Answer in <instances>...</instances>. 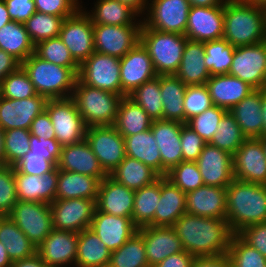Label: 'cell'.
Listing matches in <instances>:
<instances>
[{"mask_svg":"<svg viewBox=\"0 0 266 267\" xmlns=\"http://www.w3.org/2000/svg\"><path fill=\"white\" fill-rule=\"evenodd\" d=\"M184 251L195 257L227 254L233 236L226 219L184 213L173 225Z\"/></svg>","mask_w":266,"mask_h":267,"instance_id":"obj_1","label":"cell"},{"mask_svg":"<svg viewBox=\"0 0 266 267\" xmlns=\"http://www.w3.org/2000/svg\"><path fill=\"white\" fill-rule=\"evenodd\" d=\"M234 47L266 40V7L247 0L224 2L223 37Z\"/></svg>","mask_w":266,"mask_h":267,"instance_id":"obj_2","label":"cell"},{"mask_svg":"<svg viewBox=\"0 0 266 267\" xmlns=\"http://www.w3.org/2000/svg\"><path fill=\"white\" fill-rule=\"evenodd\" d=\"M226 220L233 234L266 222V185L234 179L226 189Z\"/></svg>","mask_w":266,"mask_h":267,"instance_id":"obj_3","label":"cell"},{"mask_svg":"<svg viewBox=\"0 0 266 267\" xmlns=\"http://www.w3.org/2000/svg\"><path fill=\"white\" fill-rule=\"evenodd\" d=\"M38 95L47 99L70 98L79 68H67L45 61L32 53L21 63Z\"/></svg>","mask_w":266,"mask_h":267,"instance_id":"obj_4","label":"cell"},{"mask_svg":"<svg viewBox=\"0 0 266 267\" xmlns=\"http://www.w3.org/2000/svg\"><path fill=\"white\" fill-rule=\"evenodd\" d=\"M86 127L114 125L121 95L82 84L78 79L70 97Z\"/></svg>","mask_w":266,"mask_h":267,"instance_id":"obj_5","label":"cell"},{"mask_svg":"<svg viewBox=\"0 0 266 267\" xmlns=\"http://www.w3.org/2000/svg\"><path fill=\"white\" fill-rule=\"evenodd\" d=\"M185 35L162 32L142 24L140 43L152 59L156 74L175 75L181 64L185 43Z\"/></svg>","mask_w":266,"mask_h":267,"instance_id":"obj_6","label":"cell"},{"mask_svg":"<svg viewBox=\"0 0 266 267\" xmlns=\"http://www.w3.org/2000/svg\"><path fill=\"white\" fill-rule=\"evenodd\" d=\"M45 110L51 118L55 139L62 146L85 139L87 127L71 98L48 99Z\"/></svg>","mask_w":266,"mask_h":267,"instance_id":"obj_7","label":"cell"},{"mask_svg":"<svg viewBox=\"0 0 266 267\" xmlns=\"http://www.w3.org/2000/svg\"><path fill=\"white\" fill-rule=\"evenodd\" d=\"M142 24V18H138L133 25L93 24L94 51L117 58L124 57L140 42Z\"/></svg>","mask_w":266,"mask_h":267,"instance_id":"obj_8","label":"cell"},{"mask_svg":"<svg viewBox=\"0 0 266 267\" xmlns=\"http://www.w3.org/2000/svg\"><path fill=\"white\" fill-rule=\"evenodd\" d=\"M78 80L82 84L121 95L120 58L94 52L80 64Z\"/></svg>","mask_w":266,"mask_h":267,"instance_id":"obj_9","label":"cell"},{"mask_svg":"<svg viewBox=\"0 0 266 267\" xmlns=\"http://www.w3.org/2000/svg\"><path fill=\"white\" fill-rule=\"evenodd\" d=\"M9 217L36 247L53 229L48 203L18 200Z\"/></svg>","mask_w":266,"mask_h":267,"instance_id":"obj_10","label":"cell"},{"mask_svg":"<svg viewBox=\"0 0 266 267\" xmlns=\"http://www.w3.org/2000/svg\"><path fill=\"white\" fill-rule=\"evenodd\" d=\"M143 24L162 32L185 35L190 3L188 0H149Z\"/></svg>","mask_w":266,"mask_h":267,"instance_id":"obj_11","label":"cell"},{"mask_svg":"<svg viewBox=\"0 0 266 267\" xmlns=\"http://www.w3.org/2000/svg\"><path fill=\"white\" fill-rule=\"evenodd\" d=\"M228 74L255 90L266 88V40L256 45L235 47Z\"/></svg>","mask_w":266,"mask_h":267,"instance_id":"obj_12","label":"cell"},{"mask_svg":"<svg viewBox=\"0 0 266 267\" xmlns=\"http://www.w3.org/2000/svg\"><path fill=\"white\" fill-rule=\"evenodd\" d=\"M59 38L79 65L95 52L93 23L82 8L64 19Z\"/></svg>","mask_w":266,"mask_h":267,"instance_id":"obj_13","label":"cell"},{"mask_svg":"<svg viewBox=\"0 0 266 267\" xmlns=\"http://www.w3.org/2000/svg\"><path fill=\"white\" fill-rule=\"evenodd\" d=\"M85 139L108 175L126 157L124 137L113 125L88 127Z\"/></svg>","mask_w":266,"mask_h":267,"instance_id":"obj_14","label":"cell"},{"mask_svg":"<svg viewBox=\"0 0 266 267\" xmlns=\"http://www.w3.org/2000/svg\"><path fill=\"white\" fill-rule=\"evenodd\" d=\"M96 201L86 198L55 199L50 204L53 228L74 233L88 229L96 209Z\"/></svg>","mask_w":266,"mask_h":267,"instance_id":"obj_15","label":"cell"},{"mask_svg":"<svg viewBox=\"0 0 266 267\" xmlns=\"http://www.w3.org/2000/svg\"><path fill=\"white\" fill-rule=\"evenodd\" d=\"M234 179L266 185V157L258 138L246 139L232 155Z\"/></svg>","mask_w":266,"mask_h":267,"instance_id":"obj_16","label":"cell"},{"mask_svg":"<svg viewBox=\"0 0 266 267\" xmlns=\"http://www.w3.org/2000/svg\"><path fill=\"white\" fill-rule=\"evenodd\" d=\"M120 76L122 97L128 96L143 83L158 76L152 59L140 42L120 58Z\"/></svg>","mask_w":266,"mask_h":267,"instance_id":"obj_17","label":"cell"},{"mask_svg":"<svg viewBox=\"0 0 266 267\" xmlns=\"http://www.w3.org/2000/svg\"><path fill=\"white\" fill-rule=\"evenodd\" d=\"M47 98L42 95L26 99H8L0 96V127L10 129H27L32 121L45 110Z\"/></svg>","mask_w":266,"mask_h":267,"instance_id":"obj_18","label":"cell"},{"mask_svg":"<svg viewBox=\"0 0 266 267\" xmlns=\"http://www.w3.org/2000/svg\"><path fill=\"white\" fill-rule=\"evenodd\" d=\"M78 233L52 229L36 253L49 267H75Z\"/></svg>","mask_w":266,"mask_h":267,"instance_id":"obj_19","label":"cell"},{"mask_svg":"<svg viewBox=\"0 0 266 267\" xmlns=\"http://www.w3.org/2000/svg\"><path fill=\"white\" fill-rule=\"evenodd\" d=\"M224 33V5L192 6L188 14L185 36L189 40L207 42L218 40Z\"/></svg>","mask_w":266,"mask_h":267,"instance_id":"obj_20","label":"cell"},{"mask_svg":"<svg viewBox=\"0 0 266 267\" xmlns=\"http://www.w3.org/2000/svg\"><path fill=\"white\" fill-rule=\"evenodd\" d=\"M137 231L143 236L149 267L155 266L170 255L184 251L173 226H143Z\"/></svg>","mask_w":266,"mask_h":267,"instance_id":"obj_21","label":"cell"},{"mask_svg":"<svg viewBox=\"0 0 266 267\" xmlns=\"http://www.w3.org/2000/svg\"><path fill=\"white\" fill-rule=\"evenodd\" d=\"M204 185L227 187L233 180L232 155L206 143L196 160Z\"/></svg>","mask_w":266,"mask_h":267,"instance_id":"obj_22","label":"cell"},{"mask_svg":"<svg viewBox=\"0 0 266 267\" xmlns=\"http://www.w3.org/2000/svg\"><path fill=\"white\" fill-rule=\"evenodd\" d=\"M184 123L169 120H153L151 131L158 146L162 161V176L181 161H183L181 148V129Z\"/></svg>","mask_w":266,"mask_h":267,"instance_id":"obj_23","label":"cell"},{"mask_svg":"<svg viewBox=\"0 0 266 267\" xmlns=\"http://www.w3.org/2000/svg\"><path fill=\"white\" fill-rule=\"evenodd\" d=\"M89 228L111 252L120 248L138 229L130 217L106 214L97 208Z\"/></svg>","mask_w":266,"mask_h":267,"instance_id":"obj_24","label":"cell"},{"mask_svg":"<svg viewBox=\"0 0 266 267\" xmlns=\"http://www.w3.org/2000/svg\"><path fill=\"white\" fill-rule=\"evenodd\" d=\"M14 176L18 200L48 204L55 200L58 183L57 166L41 176L20 173L14 167Z\"/></svg>","mask_w":266,"mask_h":267,"instance_id":"obj_25","label":"cell"},{"mask_svg":"<svg viewBox=\"0 0 266 267\" xmlns=\"http://www.w3.org/2000/svg\"><path fill=\"white\" fill-rule=\"evenodd\" d=\"M58 170L70 171L97 178L100 182L108 176L86 139L62 146Z\"/></svg>","mask_w":266,"mask_h":267,"instance_id":"obj_26","label":"cell"},{"mask_svg":"<svg viewBox=\"0 0 266 267\" xmlns=\"http://www.w3.org/2000/svg\"><path fill=\"white\" fill-rule=\"evenodd\" d=\"M134 195L135 191L107 176L99 184L96 208L106 214L132 219Z\"/></svg>","mask_w":266,"mask_h":267,"instance_id":"obj_27","label":"cell"},{"mask_svg":"<svg viewBox=\"0 0 266 267\" xmlns=\"http://www.w3.org/2000/svg\"><path fill=\"white\" fill-rule=\"evenodd\" d=\"M226 189L203 185L186 193V212L201 217L226 219Z\"/></svg>","mask_w":266,"mask_h":267,"instance_id":"obj_28","label":"cell"},{"mask_svg":"<svg viewBox=\"0 0 266 267\" xmlns=\"http://www.w3.org/2000/svg\"><path fill=\"white\" fill-rule=\"evenodd\" d=\"M206 86L213 105L227 111L255 91L253 87L230 74L213 75L207 80Z\"/></svg>","mask_w":266,"mask_h":267,"instance_id":"obj_29","label":"cell"},{"mask_svg":"<svg viewBox=\"0 0 266 267\" xmlns=\"http://www.w3.org/2000/svg\"><path fill=\"white\" fill-rule=\"evenodd\" d=\"M160 194L154 220L148 226H173L176 220L186 213V193L166 176H161Z\"/></svg>","mask_w":266,"mask_h":267,"instance_id":"obj_30","label":"cell"},{"mask_svg":"<svg viewBox=\"0 0 266 267\" xmlns=\"http://www.w3.org/2000/svg\"><path fill=\"white\" fill-rule=\"evenodd\" d=\"M175 76L187 86L206 84L211 75L205 64L204 42L187 39Z\"/></svg>","mask_w":266,"mask_h":267,"instance_id":"obj_31","label":"cell"},{"mask_svg":"<svg viewBox=\"0 0 266 267\" xmlns=\"http://www.w3.org/2000/svg\"><path fill=\"white\" fill-rule=\"evenodd\" d=\"M261 101L262 89L255 90L229 110L247 139L261 137L263 126Z\"/></svg>","mask_w":266,"mask_h":267,"instance_id":"obj_32","label":"cell"},{"mask_svg":"<svg viewBox=\"0 0 266 267\" xmlns=\"http://www.w3.org/2000/svg\"><path fill=\"white\" fill-rule=\"evenodd\" d=\"M100 181L92 176L58 170L55 199L86 198L97 200Z\"/></svg>","mask_w":266,"mask_h":267,"instance_id":"obj_33","label":"cell"},{"mask_svg":"<svg viewBox=\"0 0 266 267\" xmlns=\"http://www.w3.org/2000/svg\"><path fill=\"white\" fill-rule=\"evenodd\" d=\"M126 156L137 159L162 176V161L151 129L124 138Z\"/></svg>","mask_w":266,"mask_h":267,"instance_id":"obj_34","label":"cell"},{"mask_svg":"<svg viewBox=\"0 0 266 267\" xmlns=\"http://www.w3.org/2000/svg\"><path fill=\"white\" fill-rule=\"evenodd\" d=\"M111 251L90 229L78 233L75 267H108Z\"/></svg>","mask_w":266,"mask_h":267,"instance_id":"obj_35","label":"cell"},{"mask_svg":"<svg viewBox=\"0 0 266 267\" xmlns=\"http://www.w3.org/2000/svg\"><path fill=\"white\" fill-rule=\"evenodd\" d=\"M108 176L133 191L152 184L160 177L141 161L128 156Z\"/></svg>","mask_w":266,"mask_h":267,"instance_id":"obj_36","label":"cell"},{"mask_svg":"<svg viewBox=\"0 0 266 267\" xmlns=\"http://www.w3.org/2000/svg\"><path fill=\"white\" fill-rule=\"evenodd\" d=\"M187 85L175 75H160L163 120L185 123L184 93Z\"/></svg>","mask_w":266,"mask_h":267,"instance_id":"obj_37","label":"cell"},{"mask_svg":"<svg viewBox=\"0 0 266 267\" xmlns=\"http://www.w3.org/2000/svg\"><path fill=\"white\" fill-rule=\"evenodd\" d=\"M151 124L152 119L141 106L128 96L121 99L113 126L124 138L149 130Z\"/></svg>","mask_w":266,"mask_h":267,"instance_id":"obj_38","label":"cell"},{"mask_svg":"<svg viewBox=\"0 0 266 267\" xmlns=\"http://www.w3.org/2000/svg\"><path fill=\"white\" fill-rule=\"evenodd\" d=\"M92 10L88 11L81 5L93 24L133 25L138 15L118 0H97Z\"/></svg>","mask_w":266,"mask_h":267,"instance_id":"obj_39","label":"cell"},{"mask_svg":"<svg viewBox=\"0 0 266 267\" xmlns=\"http://www.w3.org/2000/svg\"><path fill=\"white\" fill-rule=\"evenodd\" d=\"M0 49L11 54L20 63L35 52V45L24 23L11 21L0 29Z\"/></svg>","mask_w":266,"mask_h":267,"instance_id":"obj_40","label":"cell"},{"mask_svg":"<svg viewBox=\"0 0 266 267\" xmlns=\"http://www.w3.org/2000/svg\"><path fill=\"white\" fill-rule=\"evenodd\" d=\"M0 242L5 245L12 262L31 257L37 250L9 216L0 217Z\"/></svg>","mask_w":266,"mask_h":267,"instance_id":"obj_41","label":"cell"},{"mask_svg":"<svg viewBox=\"0 0 266 267\" xmlns=\"http://www.w3.org/2000/svg\"><path fill=\"white\" fill-rule=\"evenodd\" d=\"M160 195V177L135 191L132 222L137 228L148 226L154 220Z\"/></svg>","mask_w":266,"mask_h":267,"instance_id":"obj_42","label":"cell"},{"mask_svg":"<svg viewBox=\"0 0 266 267\" xmlns=\"http://www.w3.org/2000/svg\"><path fill=\"white\" fill-rule=\"evenodd\" d=\"M108 267H149L143 236L138 231L120 248L111 252Z\"/></svg>","mask_w":266,"mask_h":267,"instance_id":"obj_43","label":"cell"},{"mask_svg":"<svg viewBox=\"0 0 266 267\" xmlns=\"http://www.w3.org/2000/svg\"><path fill=\"white\" fill-rule=\"evenodd\" d=\"M136 104L141 106L153 120H163V102L160 91V75L143 83L128 95Z\"/></svg>","mask_w":266,"mask_h":267,"instance_id":"obj_44","label":"cell"},{"mask_svg":"<svg viewBox=\"0 0 266 267\" xmlns=\"http://www.w3.org/2000/svg\"><path fill=\"white\" fill-rule=\"evenodd\" d=\"M205 64L210 75L228 74L235 47L224 38L204 42Z\"/></svg>","mask_w":266,"mask_h":267,"instance_id":"obj_45","label":"cell"},{"mask_svg":"<svg viewBox=\"0 0 266 267\" xmlns=\"http://www.w3.org/2000/svg\"><path fill=\"white\" fill-rule=\"evenodd\" d=\"M67 17L35 12L26 22L25 29L34 45L50 38L59 37L62 23Z\"/></svg>","mask_w":266,"mask_h":267,"instance_id":"obj_46","label":"cell"},{"mask_svg":"<svg viewBox=\"0 0 266 267\" xmlns=\"http://www.w3.org/2000/svg\"><path fill=\"white\" fill-rule=\"evenodd\" d=\"M246 139L236 119L227 111L219 122L210 144L233 155Z\"/></svg>","mask_w":266,"mask_h":267,"instance_id":"obj_47","label":"cell"},{"mask_svg":"<svg viewBox=\"0 0 266 267\" xmlns=\"http://www.w3.org/2000/svg\"><path fill=\"white\" fill-rule=\"evenodd\" d=\"M36 95L34 85L22 66L8 74L0 83L1 97L22 100Z\"/></svg>","mask_w":266,"mask_h":267,"instance_id":"obj_48","label":"cell"},{"mask_svg":"<svg viewBox=\"0 0 266 267\" xmlns=\"http://www.w3.org/2000/svg\"><path fill=\"white\" fill-rule=\"evenodd\" d=\"M233 267H266V257L233 234L227 253Z\"/></svg>","mask_w":266,"mask_h":267,"instance_id":"obj_49","label":"cell"},{"mask_svg":"<svg viewBox=\"0 0 266 267\" xmlns=\"http://www.w3.org/2000/svg\"><path fill=\"white\" fill-rule=\"evenodd\" d=\"M41 59L67 68H79L69 49L59 37L50 38L35 45V52Z\"/></svg>","mask_w":266,"mask_h":267,"instance_id":"obj_50","label":"cell"},{"mask_svg":"<svg viewBox=\"0 0 266 267\" xmlns=\"http://www.w3.org/2000/svg\"><path fill=\"white\" fill-rule=\"evenodd\" d=\"M166 178L184 193L204 185L196 161H181L167 173Z\"/></svg>","mask_w":266,"mask_h":267,"instance_id":"obj_51","label":"cell"},{"mask_svg":"<svg viewBox=\"0 0 266 267\" xmlns=\"http://www.w3.org/2000/svg\"><path fill=\"white\" fill-rule=\"evenodd\" d=\"M226 112V109L213 105L203 113L189 119L186 124L206 143H210Z\"/></svg>","mask_w":266,"mask_h":267,"instance_id":"obj_52","label":"cell"},{"mask_svg":"<svg viewBox=\"0 0 266 267\" xmlns=\"http://www.w3.org/2000/svg\"><path fill=\"white\" fill-rule=\"evenodd\" d=\"M30 130L10 129L4 133L6 165L14 166L30 151Z\"/></svg>","mask_w":266,"mask_h":267,"instance_id":"obj_53","label":"cell"},{"mask_svg":"<svg viewBox=\"0 0 266 267\" xmlns=\"http://www.w3.org/2000/svg\"><path fill=\"white\" fill-rule=\"evenodd\" d=\"M185 123L213 106L206 84L189 85L184 93Z\"/></svg>","mask_w":266,"mask_h":267,"instance_id":"obj_54","label":"cell"},{"mask_svg":"<svg viewBox=\"0 0 266 267\" xmlns=\"http://www.w3.org/2000/svg\"><path fill=\"white\" fill-rule=\"evenodd\" d=\"M14 166L0 167V217L9 216L17 203Z\"/></svg>","mask_w":266,"mask_h":267,"instance_id":"obj_55","label":"cell"},{"mask_svg":"<svg viewBox=\"0 0 266 267\" xmlns=\"http://www.w3.org/2000/svg\"><path fill=\"white\" fill-rule=\"evenodd\" d=\"M58 160L52 154H39L29 151L14 167L23 174L41 176L52 171Z\"/></svg>","mask_w":266,"mask_h":267,"instance_id":"obj_56","label":"cell"},{"mask_svg":"<svg viewBox=\"0 0 266 267\" xmlns=\"http://www.w3.org/2000/svg\"><path fill=\"white\" fill-rule=\"evenodd\" d=\"M36 11L61 17H70L80 8L79 0H34Z\"/></svg>","mask_w":266,"mask_h":267,"instance_id":"obj_57","label":"cell"},{"mask_svg":"<svg viewBox=\"0 0 266 267\" xmlns=\"http://www.w3.org/2000/svg\"><path fill=\"white\" fill-rule=\"evenodd\" d=\"M180 139L183 161H196L206 142L186 123L182 126Z\"/></svg>","mask_w":266,"mask_h":267,"instance_id":"obj_58","label":"cell"},{"mask_svg":"<svg viewBox=\"0 0 266 267\" xmlns=\"http://www.w3.org/2000/svg\"><path fill=\"white\" fill-rule=\"evenodd\" d=\"M237 235L266 257V222L247 226L240 230Z\"/></svg>","mask_w":266,"mask_h":267,"instance_id":"obj_59","label":"cell"},{"mask_svg":"<svg viewBox=\"0 0 266 267\" xmlns=\"http://www.w3.org/2000/svg\"><path fill=\"white\" fill-rule=\"evenodd\" d=\"M7 11L12 21L24 23L35 12L34 0H4Z\"/></svg>","mask_w":266,"mask_h":267,"instance_id":"obj_60","label":"cell"},{"mask_svg":"<svg viewBox=\"0 0 266 267\" xmlns=\"http://www.w3.org/2000/svg\"><path fill=\"white\" fill-rule=\"evenodd\" d=\"M62 145L56 139H46L31 135L30 151L39 154H52L58 161L60 159Z\"/></svg>","mask_w":266,"mask_h":267,"instance_id":"obj_61","label":"cell"},{"mask_svg":"<svg viewBox=\"0 0 266 267\" xmlns=\"http://www.w3.org/2000/svg\"><path fill=\"white\" fill-rule=\"evenodd\" d=\"M30 134L46 139H55V130L46 110L39 114L31 123Z\"/></svg>","mask_w":266,"mask_h":267,"instance_id":"obj_62","label":"cell"},{"mask_svg":"<svg viewBox=\"0 0 266 267\" xmlns=\"http://www.w3.org/2000/svg\"><path fill=\"white\" fill-rule=\"evenodd\" d=\"M191 267H233L227 254L195 257Z\"/></svg>","mask_w":266,"mask_h":267,"instance_id":"obj_63","label":"cell"},{"mask_svg":"<svg viewBox=\"0 0 266 267\" xmlns=\"http://www.w3.org/2000/svg\"><path fill=\"white\" fill-rule=\"evenodd\" d=\"M194 258V255L186 251H182L168 256L153 267H191Z\"/></svg>","mask_w":266,"mask_h":267,"instance_id":"obj_64","label":"cell"},{"mask_svg":"<svg viewBox=\"0 0 266 267\" xmlns=\"http://www.w3.org/2000/svg\"><path fill=\"white\" fill-rule=\"evenodd\" d=\"M21 63L11 54L0 49V83L11 72H14Z\"/></svg>","mask_w":266,"mask_h":267,"instance_id":"obj_65","label":"cell"},{"mask_svg":"<svg viewBox=\"0 0 266 267\" xmlns=\"http://www.w3.org/2000/svg\"><path fill=\"white\" fill-rule=\"evenodd\" d=\"M11 267H49L40 256L35 253L33 256L13 261Z\"/></svg>","mask_w":266,"mask_h":267,"instance_id":"obj_66","label":"cell"},{"mask_svg":"<svg viewBox=\"0 0 266 267\" xmlns=\"http://www.w3.org/2000/svg\"><path fill=\"white\" fill-rule=\"evenodd\" d=\"M122 4L132 9L139 17L145 16L149 0H118Z\"/></svg>","mask_w":266,"mask_h":267,"instance_id":"obj_67","label":"cell"},{"mask_svg":"<svg viewBox=\"0 0 266 267\" xmlns=\"http://www.w3.org/2000/svg\"><path fill=\"white\" fill-rule=\"evenodd\" d=\"M226 0H188L190 6L196 7H214L219 5H224Z\"/></svg>","mask_w":266,"mask_h":267,"instance_id":"obj_68","label":"cell"},{"mask_svg":"<svg viewBox=\"0 0 266 267\" xmlns=\"http://www.w3.org/2000/svg\"><path fill=\"white\" fill-rule=\"evenodd\" d=\"M4 0H0V29L7 23L11 22Z\"/></svg>","mask_w":266,"mask_h":267,"instance_id":"obj_69","label":"cell"},{"mask_svg":"<svg viewBox=\"0 0 266 267\" xmlns=\"http://www.w3.org/2000/svg\"><path fill=\"white\" fill-rule=\"evenodd\" d=\"M12 263L7 254L5 245L0 242V267H11Z\"/></svg>","mask_w":266,"mask_h":267,"instance_id":"obj_70","label":"cell"},{"mask_svg":"<svg viewBox=\"0 0 266 267\" xmlns=\"http://www.w3.org/2000/svg\"><path fill=\"white\" fill-rule=\"evenodd\" d=\"M262 117H263V126H262V132H261V137L266 136V88L262 89Z\"/></svg>","mask_w":266,"mask_h":267,"instance_id":"obj_71","label":"cell"},{"mask_svg":"<svg viewBox=\"0 0 266 267\" xmlns=\"http://www.w3.org/2000/svg\"><path fill=\"white\" fill-rule=\"evenodd\" d=\"M4 133L0 127V167L6 166L5 149H4Z\"/></svg>","mask_w":266,"mask_h":267,"instance_id":"obj_72","label":"cell"},{"mask_svg":"<svg viewBox=\"0 0 266 267\" xmlns=\"http://www.w3.org/2000/svg\"><path fill=\"white\" fill-rule=\"evenodd\" d=\"M247 1L266 7V0H247Z\"/></svg>","mask_w":266,"mask_h":267,"instance_id":"obj_73","label":"cell"},{"mask_svg":"<svg viewBox=\"0 0 266 267\" xmlns=\"http://www.w3.org/2000/svg\"><path fill=\"white\" fill-rule=\"evenodd\" d=\"M258 139L261 141V143H262V145H263L264 152H265V157H266V136H264V137H260V138H258Z\"/></svg>","mask_w":266,"mask_h":267,"instance_id":"obj_74","label":"cell"}]
</instances>
